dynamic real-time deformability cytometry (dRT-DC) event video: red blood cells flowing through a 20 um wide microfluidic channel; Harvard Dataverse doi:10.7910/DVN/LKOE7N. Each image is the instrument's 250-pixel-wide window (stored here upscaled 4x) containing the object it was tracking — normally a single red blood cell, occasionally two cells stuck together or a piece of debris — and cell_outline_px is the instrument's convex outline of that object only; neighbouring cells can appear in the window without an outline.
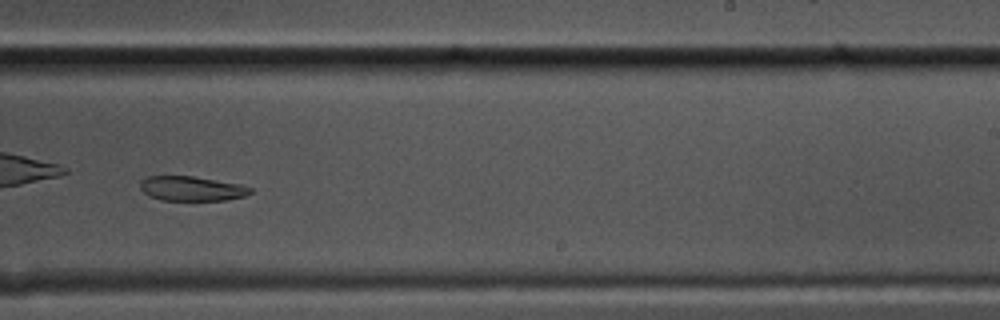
{"species": "common noctule bat (a hibernating species)", "species_latin": "Nyctalus noctula", "temperature_condition": "cold", "stored_images_in_passage": 49, "camera_frame_rate_fps": 3000, "um_per_image_px": 0.085, "animal": {"sex": "male", "body_mass_g": 17.5, "forearm_length_mm": 52.3}, "frame": {"image": 1, "passage_image": 28, "time_ms": 9.0, "image_size_px": [1000, 320], "cell_outline_px": [[252, 192], [244, 196], [228, 200], [160, 200], [148, 196], [140, 188], [140, 180], [148, 176], [192, 176], [240, 184], [252, 188]], "centroid_in_image_um": [16.27, 16.03], "position_along_channel_um": 272.7, "area_um2": 15.84}}